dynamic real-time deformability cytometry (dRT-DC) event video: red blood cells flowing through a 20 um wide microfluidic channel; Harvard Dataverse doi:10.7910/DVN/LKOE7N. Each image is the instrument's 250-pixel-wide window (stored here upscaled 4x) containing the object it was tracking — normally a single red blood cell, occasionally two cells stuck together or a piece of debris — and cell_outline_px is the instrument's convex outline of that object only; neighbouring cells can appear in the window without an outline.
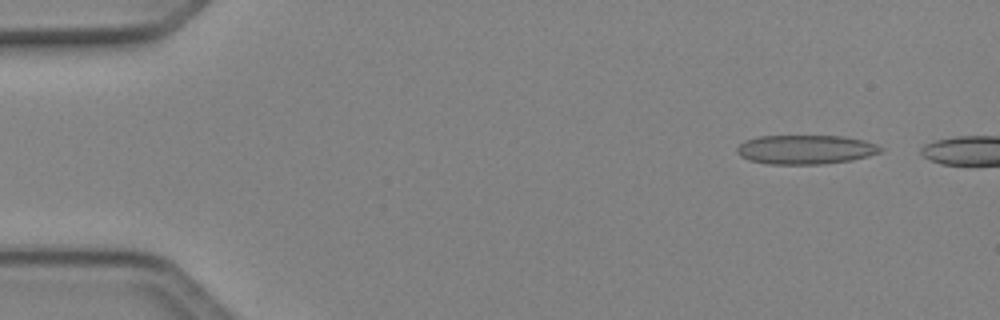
{"species": "Egyptian fruit bat (a non-hibernating species)", "species_latin": "Rousettus aegyptiacus", "temperature_condition": "cold", "stored_images_in_passage": 44, "camera_frame_rate_fps": 3000, "um_per_image_px": 0.085, "animal": {"sex": "female"}, "frame": {"image": 1, "passage_image": 4, "time_ms": 1.0, "image_size_px": [1000, 320], "cell_outline_px": [[884, 148], [880, 152], [868, 156], [852, 160], [824, 164], [768, 164], [748, 160], [740, 156], [736, 152], [736, 148], [744, 140], [760, 136], [844, 136], [864, 140], [876, 144]], "centroid_in_image_um": [68.46, 12.71], "position_along_channel_um": 16.5, "area_um2": 24.57}}
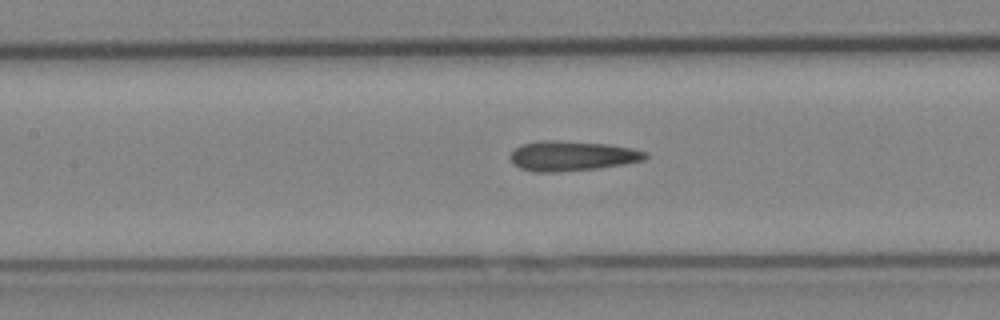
{"frame": {"image": 2, "passage_image": 22, "time_ms": 7.0, "image_size_px": [1000, 320], "cell_outline_px": [[648, 156], [644, 160], [624, 164], [596, 168], [556, 172], [532, 172], [520, 168], [512, 164], [508, 156], [516, 148], [524, 144], [536, 140], [556, 140], [608, 144], [632, 148], [648, 152]], "centroid_in_image_um": [48.59, 13.25], "position_along_channel_um": 158.8, "area_um2": 23.7}}
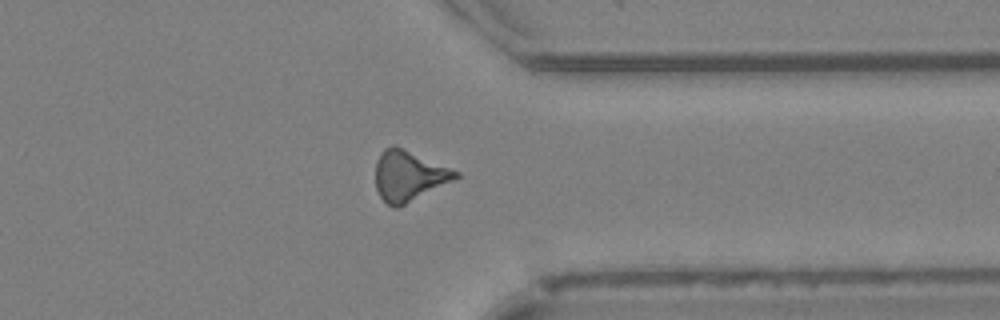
{"frame": {"image": 3, "passage_image": 38, "time_ms": 12.333, "image_size_px": [1000, 320], "cell_outline_px": [[460, 176], [400, 208], [396, 208], [388, 204], [380, 196], [376, 188], [376, 160], [380, 152], [384, 148], [392, 144], [396, 144], [460, 172]], "centroid_in_image_um": [34.73, 14.92], "position_along_channel_um": 376.7, "area_um2": 23.76}}